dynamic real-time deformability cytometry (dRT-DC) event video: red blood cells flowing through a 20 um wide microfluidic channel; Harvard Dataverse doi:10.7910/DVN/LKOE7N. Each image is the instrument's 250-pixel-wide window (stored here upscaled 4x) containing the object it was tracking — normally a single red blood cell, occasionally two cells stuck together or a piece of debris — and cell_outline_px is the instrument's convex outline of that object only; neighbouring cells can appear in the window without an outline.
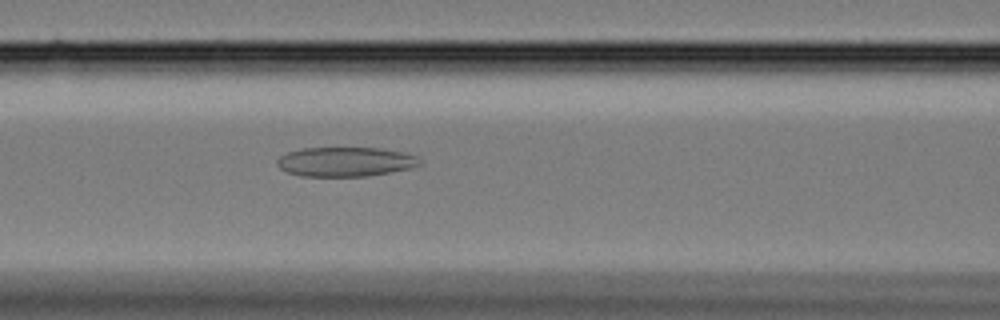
{"species": "Egyptian fruit bat (a non-hibernating species)", "species_latin": "Rousettus aegyptiacus", "temperature_condition": "cold", "stored_images_in_passage": 59, "camera_frame_rate_fps": 3000, "um_per_image_px": 0.085, "animal": {"sex": "female"}, "frame": {"image": 1, "passage_image": 25, "time_ms": 8.0, "image_size_px": [1000, 320], "cell_outline_px": [[424, 164], [412, 168], [368, 176], [300, 176], [288, 172], [280, 168], [276, 164], [276, 160], [280, 156], [288, 152], [300, 148], [380, 148], [400, 152], [416, 156]], "centroid_in_image_um": [29.36, 13.75], "position_along_channel_um": 137.2, "area_um2": 24.51}}
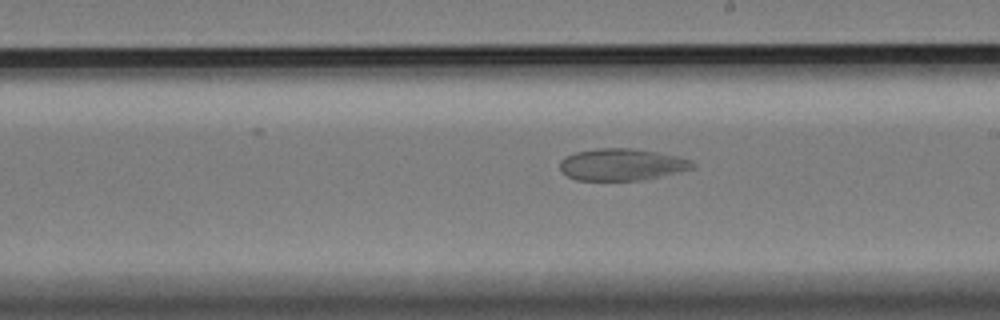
{"frame": {"image": 2, "passage_image": 34, "time_ms": 11.0, "image_size_px": [1000, 320], "cell_outline_px": [[696, 164], [692, 168], [644, 180], [576, 180], [560, 172], [560, 160], [564, 156], [576, 152], [596, 148], [636, 148], [676, 156], [692, 160]], "centroid_in_image_um": [52.8, 13.98], "position_along_channel_um": 236.2, "area_um2": 24.68}}
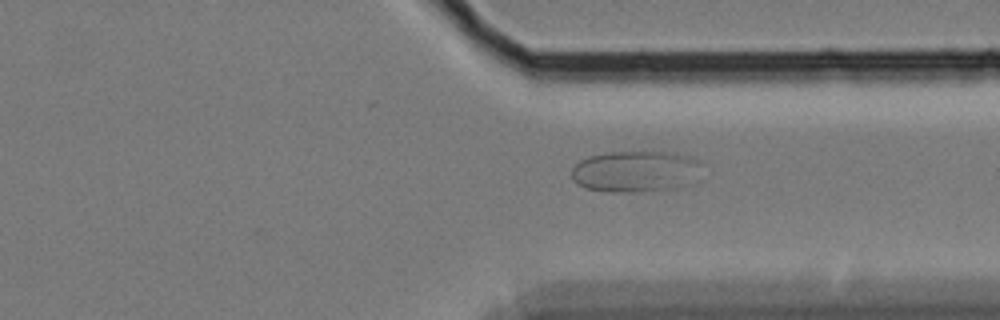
{"frame": {"image": 3, "passage_image": 45, "time_ms": 14.667, "image_size_px": [1000, 320], "cell_outline_px": [[704, 164], [676, 188], [632, 192], [612, 192], [584, 188], [576, 184], [572, 180], [572, 168], [580, 160], [588, 156], [608, 152], [672, 152], [688, 156], [700, 160]], "centroid_in_image_um": [53.9, 14.55], "position_along_channel_um": 357.5, "area_um2": 30.87}}